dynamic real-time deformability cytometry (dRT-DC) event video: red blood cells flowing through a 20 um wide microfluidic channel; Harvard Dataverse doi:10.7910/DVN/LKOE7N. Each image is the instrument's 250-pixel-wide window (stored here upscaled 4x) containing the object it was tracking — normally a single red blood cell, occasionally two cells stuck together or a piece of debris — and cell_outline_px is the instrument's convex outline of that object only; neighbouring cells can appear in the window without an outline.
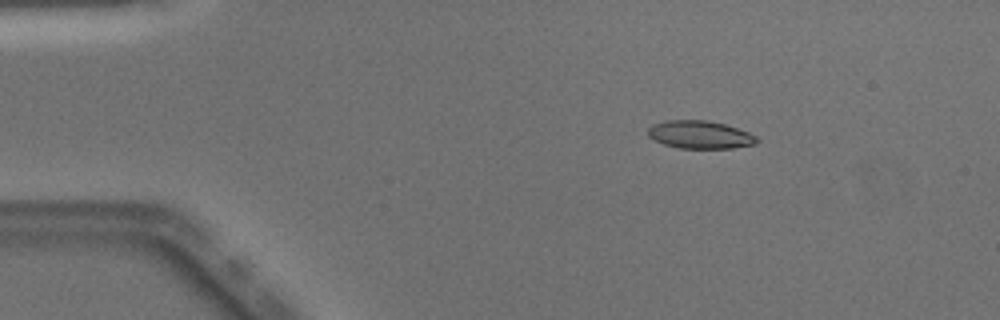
{"species": "Egyptian fruit bat (a non-hibernating species)", "species_latin": "Rousettus aegyptiacus", "temperature_condition": "warm", "stored_images_in_passage": 43, "camera_frame_rate_fps": 3000, "um_per_image_px": 0.085, "animal": {"sex": "male"}, "frame": {"image": 1, "passage_image": 1, "time_ms": 0.0, "image_size_px": [1000, 320], "cell_outline_px": [[760, 140], [756, 144], [732, 148], [680, 148], [664, 144], [648, 136], [648, 128], [652, 124], [664, 120], [708, 120], [724, 124], [748, 132], [756, 136]], "centroid_in_image_um": [59.5, 11.44], "position_along_channel_um": 25.5, "area_um2": 17.69}}
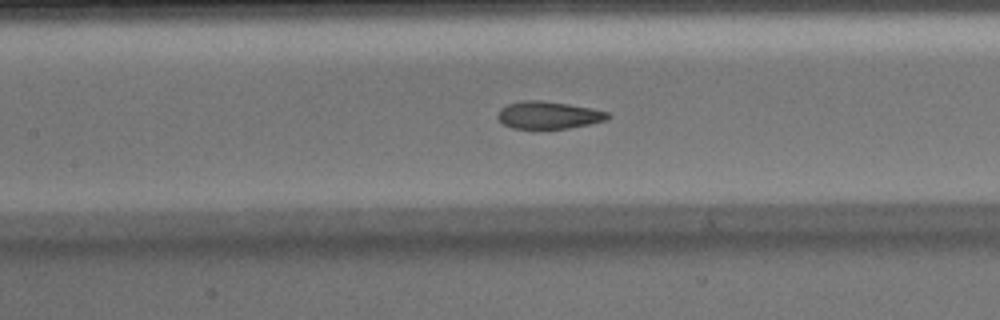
{"frame": {"image": 2, "passage_image": 16, "time_ms": 5.0, "image_size_px": [1000, 320], "cell_outline_px": [[612, 116], [608, 120], [568, 128], [512, 128], [504, 124], [496, 116], [500, 108], [508, 104], [524, 100], [540, 100], [568, 104], [592, 108], [608, 112]], "centroid_in_image_um": [46.64, 9.77], "position_along_channel_um": 160.8, "area_um2": 17.51}}
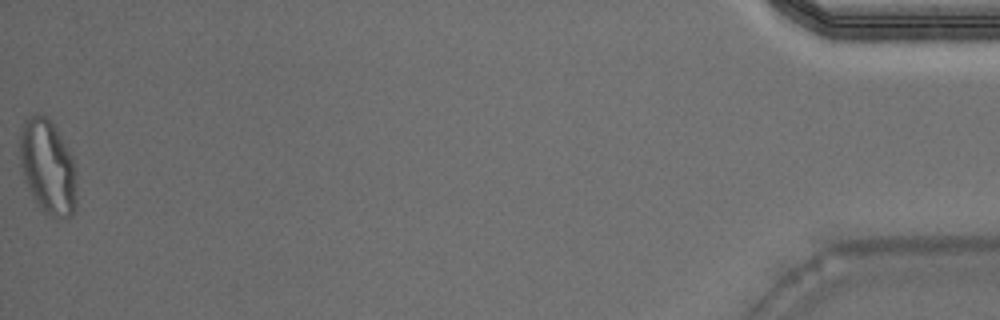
{"frame": {"image": 3, "passage_image": 43, "time_ms": 14.0, "image_size_px": [1000, 320], "cell_outline_px": [[76, 208], [72, 216], [44, 216], [36, 204], [24, 180], [20, 164], [20, 128], [24, 120], [36, 112], [44, 116], [56, 128], [72, 156], [76, 176]], "centroid_in_image_um": [4.04, 14.21], "position_along_channel_um": 431.2, "area_um2": 31.56}, "authors_computed_cell_mechanics": {"area_um2": 18.3226, "velocity_mm_per_s": 4.0659, "shape_relaxation_time_tau1_ms": 8.3921, "shape_relaxation_time_tau2_ms": 1.031, "deformation_change_tau1": 0.2867, "deformation_change_tau2": 0.0781}}